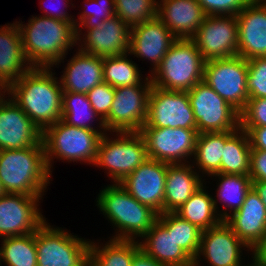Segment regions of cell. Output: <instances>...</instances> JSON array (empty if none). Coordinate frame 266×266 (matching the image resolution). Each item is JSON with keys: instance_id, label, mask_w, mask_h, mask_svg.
Instances as JSON below:
<instances>
[{"instance_id": "obj_14", "label": "cell", "mask_w": 266, "mask_h": 266, "mask_svg": "<svg viewBox=\"0 0 266 266\" xmlns=\"http://www.w3.org/2000/svg\"><path fill=\"white\" fill-rule=\"evenodd\" d=\"M139 133L145 141L150 159L168 164H184L194 155L197 129L141 128Z\"/></svg>"}, {"instance_id": "obj_6", "label": "cell", "mask_w": 266, "mask_h": 266, "mask_svg": "<svg viewBox=\"0 0 266 266\" xmlns=\"http://www.w3.org/2000/svg\"><path fill=\"white\" fill-rule=\"evenodd\" d=\"M102 131H94L70 126L62 119L47 127L42 132V141L46 156V164L50 171L52 159L87 162L94 165Z\"/></svg>"}, {"instance_id": "obj_41", "label": "cell", "mask_w": 266, "mask_h": 266, "mask_svg": "<svg viewBox=\"0 0 266 266\" xmlns=\"http://www.w3.org/2000/svg\"><path fill=\"white\" fill-rule=\"evenodd\" d=\"M266 126V98L248 99L240 112V127Z\"/></svg>"}, {"instance_id": "obj_32", "label": "cell", "mask_w": 266, "mask_h": 266, "mask_svg": "<svg viewBox=\"0 0 266 266\" xmlns=\"http://www.w3.org/2000/svg\"><path fill=\"white\" fill-rule=\"evenodd\" d=\"M224 147L225 132H204L197 135L193 161L199 171L202 170V175L209 177L221 173Z\"/></svg>"}, {"instance_id": "obj_29", "label": "cell", "mask_w": 266, "mask_h": 266, "mask_svg": "<svg viewBox=\"0 0 266 266\" xmlns=\"http://www.w3.org/2000/svg\"><path fill=\"white\" fill-rule=\"evenodd\" d=\"M251 145L248 134L242 128L225 131V147L221 159L222 174H250Z\"/></svg>"}, {"instance_id": "obj_36", "label": "cell", "mask_w": 266, "mask_h": 266, "mask_svg": "<svg viewBox=\"0 0 266 266\" xmlns=\"http://www.w3.org/2000/svg\"><path fill=\"white\" fill-rule=\"evenodd\" d=\"M157 218L168 228V231H173V238L177 245L194 260L199 251L202 231L175 212L162 213Z\"/></svg>"}, {"instance_id": "obj_12", "label": "cell", "mask_w": 266, "mask_h": 266, "mask_svg": "<svg viewBox=\"0 0 266 266\" xmlns=\"http://www.w3.org/2000/svg\"><path fill=\"white\" fill-rule=\"evenodd\" d=\"M168 127L197 129L188 93L152 86L147 121L142 128Z\"/></svg>"}, {"instance_id": "obj_17", "label": "cell", "mask_w": 266, "mask_h": 266, "mask_svg": "<svg viewBox=\"0 0 266 266\" xmlns=\"http://www.w3.org/2000/svg\"><path fill=\"white\" fill-rule=\"evenodd\" d=\"M42 141L41 130L8 96L0 100V150L24 149Z\"/></svg>"}, {"instance_id": "obj_49", "label": "cell", "mask_w": 266, "mask_h": 266, "mask_svg": "<svg viewBox=\"0 0 266 266\" xmlns=\"http://www.w3.org/2000/svg\"><path fill=\"white\" fill-rule=\"evenodd\" d=\"M252 258H253L254 263H252L250 265H246V266H266V261H260V260L255 259L254 257H252ZM241 266H243V265H241Z\"/></svg>"}, {"instance_id": "obj_26", "label": "cell", "mask_w": 266, "mask_h": 266, "mask_svg": "<svg viewBox=\"0 0 266 266\" xmlns=\"http://www.w3.org/2000/svg\"><path fill=\"white\" fill-rule=\"evenodd\" d=\"M140 248L157 262L167 266H193L194 260L179 247L173 231L157 218L152 228L142 237Z\"/></svg>"}, {"instance_id": "obj_44", "label": "cell", "mask_w": 266, "mask_h": 266, "mask_svg": "<svg viewBox=\"0 0 266 266\" xmlns=\"http://www.w3.org/2000/svg\"><path fill=\"white\" fill-rule=\"evenodd\" d=\"M240 128L247 132L252 149L266 151V126Z\"/></svg>"}, {"instance_id": "obj_4", "label": "cell", "mask_w": 266, "mask_h": 266, "mask_svg": "<svg viewBox=\"0 0 266 266\" xmlns=\"http://www.w3.org/2000/svg\"><path fill=\"white\" fill-rule=\"evenodd\" d=\"M97 206L116 227V240H135L143 237L157 220L158 214L132 197L119 183L103 188ZM120 232V233H119Z\"/></svg>"}, {"instance_id": "obj_15", "label": "cell", "mask_w": 266, "mask_h": 266, "mask_svg": "<svg viewBox=\"0 0 266 266\" xmlns=\"http://www.w3.org/2000/svg\"><path fill=\"white\" fill-rule=\"evenodd\" d=\"M42 196L5 193L0 197V237L35 233L46 221L39 210Z\"/></svg>"}, {"instance_id": "obj_43", "label": "cell", "mask_w": 266, "mask_h": 266, "mask_svg": "<svg viewBox=\"0 0 266 266\" xmlns=\"http://www.w3.org/2000/svg\"><path fill=\"white\" fill-rule=\"evenodd\" d=\"M251 181H266V151L251 149L250 174Z\"/></svg>"}, {"instance_id": "obj_5", "label": "cell", "mask_w": 266, "mask_h": 266, "mask_svg": "<svg viewBox=\"0 0 266 266\" xmlns=\"http://www.w3.org/2000/svg\"><path fill=\"white\" fill-rule=\"evenodd\" d=\"M205 60L191 39H177L151 72L152 86L188 92L203 81Z\"/></svg>"}, {"instance_id": "obj_21", "label": "cell", "mask_w": 266, "mask_h": 266, "mask_svg": "<svg viewBox=\"0 0 266 266\" xmlns=\"http://www.w3.org/2000/svg\"><path fill=\"white\" fill-rule=\"evenodd\" d=\"M238 54L245 60L266 57V2L247 4L236 15Z\"/></svg>"}, {"instance_id": "obj_31", "label": "cell", "mask_w": 266, "mask_h": 266, "mask_svg": "<svg viewBox=\"0 0 266 266\" xmlns=\"http://www.w3.org/2000/svg\"><path fill=\"white\" fill-rule=\"evenodd\" d=\"M218 177L219 182L217 188L218 200L223 204L222 212L218 211L220 218L225 221L230 215L238 211L247 193L252 188V181L249 175H237V174H222L216 173L211 177ZM227 208V209H226ZM230 210L229 213L227 210Z\"/></svg>"}, {"instance_id": "obj_50", "label": "cell", "mask_w": 266, "mask_h": 266, "mask_svg": "<svg viewBox=\"0 0 266 266\" xmlns=\"http://www.w3.org/2000/svg\"><path fill=\"white\" fill-rule=\"evenodd\" d=\"M3 90V91H2ZM7 87H5L1 82H0V100L3 98V97H7L5 95H7ZM6 93V94H5ZM2 95V96H1Z\"/></svg>"}, {"instance_id": "obj_47", "label": "cell", "mask_w": 266, "mask_h": 266, "mask_svg": "<svg viewBox=\"0 0 266 266\" xmlns=\"http://www.w3.org/2000/svg\"><path fill=\"white\" fill-rule=\"evenodd\" d=\"M255 259L260 261H266V230L263 232L261 239L251 250Z\"/></svg>"}, {"instance_id": "obj_34", "label": "cell", "mask_w": 266, "mask_h": 266, "mask_svg": "<svg viewBox=\"0 0 266 266\" xmlns=\"http://www.w3.org/2000/svg\"><path fill=\"white\" fill-rule=\"evenodd\" d=\"M103 57V81L113 88L131 85H152L150 77L141 80L140 70L134 61L128 60L127 55ZM143 83V84H142Z\"/></svg>"}, {"instance_id": "obj_46", "label": "cell", "mask_w": 266, "mask_h": 266, "mask_svg": "<svg viewBox=\"0 0 266 266\" xmlns=\"http://www.w3.org/2000/svg\"><path fill=\"white\" fill-rule=\"evenodd\" d=\"M63 1H65L66 3H62L63 5H65L64 7H65V9H67V4H70V3H68L69 2V0H63ZM68 1V2H67ZM55 3V2H54ZM44 4V3H43ZM51 4V3H50ZM47 6H49V5H47ZM46 6V7H47ZM50 7V6H49ZM55 6H53L51 9H53ZM58 8V7H57ZM57 8H55V9H53V11L51 10V9H49V12H48V10H47V8H45L44 10H43V12L45 13V15H43V16H45V17H50V18H53V19H57V20H62V21H67V22H73L74 24H75V20H73L74 18H72V16H69V14H68V12H66V11H64V9H62L61 11H59ZM46 11V12H45ZM56 12V13H55ZM72 18V19H71Z\"/></svg>"}, {"instance_id": "obj_1", "label": "cell", "mask_w": 266, "mask_h": 266, "mask_svg": "<svg viewBox=\"0 0 266 266\" xmlns=\"http://www.w3.org/2000/svg\"><path fill=\"white\" fill-rule=\"evenodd\" d=\"M55 74L51 68L32 67L7 88V95L41 132L62 118L63 89Z\"/></svg>"}, {"instance_id": "obj_13", "label": "cell", "mask_w": 266, "mask_h": 266, "mask_svg": "<svg viewBox=\"0 0 266 266\" xmlns=\"http://www.w3.org/2000/svg\"><path fill=\"white\" fill-rule=\"evenodd\" d=\"M205 61L238 54V22L236 16H206L190 38Z\"/></svg>"}, {"instance_id": "obj_48", "label": "cell", "mask_w": 266, "mask_h": 266, "mask_svg": "<svg viewBox=\"0 0 266 266\" xmlns=\"http://www.w3.org/2000/svg\"><path fill=\"white\" fill-rule=\"evenodd\" d=\"M252 188L258 194L262 202L266 207V181H254L252 182Z\"/></svg>"}, {"instance_id": "obj_28", "label": "cell", "mask_w": 266, "mask_h": 266, "mask_svg": "<svg viewBox=\"0 0 266 266\" xmlns=\"http://www.w3.org/2000/svg\"><path fill=\"white\" fill-rule=\"evenodd\" d=\"M202 185L175 213L201 231L220 224L223 220L218 215V200L209 195Z\"/></svg>"}, {"instance_id": "obj_23", "label": "cell", "mask_w": 266, "mask_h": 266, "mask_svg": "<svg viewBox=\"0 0 266 266\" xmlns=\"http://www.w3.org/2000/svg\"><path fill=\"white\" fill-rule=\"evenodd\" d=\"M157 17L177 37L190 39L206 17L198 0H161Z\"/></svg>"}, {"instance_id": "obj_37", "label": "cell", "mask_w": 266, "mask_h": 266, "mask_svg": "<svg viewBox=\"0 0 266 266\" xmlns=\"http://www.w3.org/2000/svg\"><path fill=\"white\" fill-rule=\"evenodd\" d=\"M115 14L130 28L157 17L156 0H114Z\"/></svg>"}, {"instance_id": "obj_3", "label": "cell", "mask_w": 266, "mask_h": 266, "mask_svg": "<svg viewBox=\"0 0 266 266\" xmlns=\"http://www.w3.org/2000/svg\"><path fill=\"white\" fill-rule=\"evenodd\" d=\"M51 174L43 141L24 149L0 150V182L5 193L43 196Z\"/></svg>"}, {"instance_id": "obj_40", "label": "cell", "mask_w": 266, "mask_h": 266, "mask_svg": "<svg viewBox=\"0 0 266 266\" xmlns=\"http://www.w3.org/2000/svg\"><path fill=\"white\" fill-rule=\"evenodd\" d=\"M114 95L115 88L104 81L87 93L90 104L103 121L109 115Z\"/></svg>"}, {"instance_id": "obj_19", "label": "cell", "mask_w": 266, "mask_h": 266, "mask_svg": "<svg viewBox=\"0 0 266 266\" xmlns=\"http://www.w3.org/2000/svg\"><path fill=\"white\" fill-rule=\"evenodd\" d=\"M130 30L116 14L104 20L99 27L87 30L82 39H78L82 52L99 57L123 55L130 52ZM84 46V47H83Z\"/></svg>"}, {"instance_id": "obj_8", "label": "cell", "mask_w": 266, "mask_h": 266, "mask_svg": "<svg viewBox=\"0 0 266 266\" xmlns=\"http://www.w3.org/2000/svg\"><path fill=\"white\" fill-rule=\"evenodd\" d=\"M115 133V139L106 136L107 133L102 136L94 165L107 169V176L114 183H120L149 157L145 141L139 132Z\"/></svg>"}, {"instance_id": "obj_7", "label": "cell", "mask_w": 266, "mask_h": 266, "mask_svg": "<svg viewBox=\"0 0 266 266\" xmlns=\"http://www.w3.org/2000/svg\"><path fill=\"white\" fill-rule=\"evenodd\" d=\"M37 266H89L90 241L45 221L35 232Z\"/></svg>"}, {"instance_id": "obj_33", "label": "cell", "mask_w": 266, "mask_h": 266, "mask_svg": "<svg viewBox=\"0 0 266 266\" xmlns=\"http://www.w3.org/2000/svg\"><path fill=\"white\" fill-rule=\"evenodd\" d=\"M99 118V128L107 132L104 121L95 112L94 108L89 102L87 94L63 92L62 94V120L70 126L79 127L83 129H89L94 131H101L95 129L92 125V121H95V117ZM87 121H86V120ZM91 120V121H90ZM89 122V123H87Z\"/></svg>"}, {"instance_id": "obj_51", "label": "cell", "mask_w": 266, "mask_h": 266, "mask_svg": "<svg viewBox=\"0 0 266 266\" xmlns=\"http://www.w3.org/2000/svg\"><path fill=\"white\" fill-rule=\"evenodd\" d=\"M247 4H250V3H261L263 2L262 0H244Z\"/></svg>"}, {"instance_id": "obj_10", "label": "cell", "mask_w": 266, "mask_h": 266, "mask_svg": "<svg viewBox=\"0 0 266 266\" xmlns=\"http://www.w3.org/2000/svg\"><path fill=\"white\" fill-rule=\"evenodd\" d=\"M197 132H225L240 127V113L201 81L188 92Z\"/></svg>"}, {"instance_id": "obj_27", "label": "cell", "mask_w": 266, "mask_h": 266, "mask_svg": "<svg viewBox=\"0 0 266 266\" xmlns=\"http://www.w3.org/2000/svg\"><path fill=\"white\" fill-rule=\"evenodd\" d=\"M192 164H168L165 182L164 213L177 211L202 185V176Z\"/></svg>"}, {"instance_id": "obj_20", "label": "cell", "mask_w": 266, "mask_h": 266, "mask_svg": "<svg viewBox=\"0 0 266 266\" xmlns=\"http://www.w3.org/2000/svg\"><path fill=\"white\" fill-rule=\"evenodd\" d=\"M176 40L177 37L158 17H155L131 27L129 54L151 61L152 72Z\"/></svg>"}, {"instance_id": "obj_52", "label": "cell", "mask_w": 266, "mask_h": 266, "mask_svg": "<svg viewBox=\"0 0 266 266\" xmlns=\"http://www.w3.org/2000/svg\"><path fill=\"white\" fill-rule=\"evenodd\" d=\"M4 194H5V192H4V189H3L1 182H0V197L3 196Z\"/></svg>"}, {"instance_id": "obj_22", "label": "cell", "mask_w": 266, "mask_h": 266, "mask_svg": "<svg viewBox=\"0 0 266 266\" xmlns=\"http://www.w3.org/2000/svg\"><path fill=\"white\" fill-rule=\"evenodd\" d=\"M225 222L249 250L255 247L266 230V207L253 188L247 193L240 209Z\"/></svg>"}, {"instance_id": "obj_30", "label": "cell", "mask_w": 266, "mask_h": 266, "mask_svg": "<svg viewBox=\"0 0 266 266\" xmlns=\"http://www.w3.org/2000/svg\"><path fill=\"white\" fill-rule=\"evenodd\" d=\"M136 240L110 239L100 246L90 241L89 266H131L134 255L141 249Z\"/></svg>"}, {"instance_id": "obj_38", "label": "cell", "mask_w": 266, "mask_h": 266, "mask_svg": "<svg viewBox=\"0 0 266 266\" xmlns=\"http://www.w3.org/2000/svg\"><path fill=\"white\" fill-rule=\"evenodd\" d=\"M86 2V4L92 5L93 8L92 10L86 8V10L79 16V21H75V26L77 28V39H81L80 35H83L82 31L80 30L81 26L82 28L84 27V29L87 28L86 30H90L99 27L104 20L115 15L114 0H87ZM87 9L90 11H87Z\"/></svg>"}, {"instance_id": "obj_35", "label": "cell", "mask_w": 266, "mask_h": 266, "mask_svg": "<svg viewBox=\"0 0 266 266\" xmlns=\"http://www.w3.org/2000/svg\"><path fill=\"white\" fill-rule=\"evenodd\" d=\"M0 264L6 266H37L35 233L1 238Z\"/></svg>"}, {"instance_id": "obj_42", "label": "cell", "mask_w": 266, "mask_h": 266, "mask_svg": "<svg viewBox=\"0 0 266 266\" xmlns=\"http://www.w3.org/2000/svg\"><path fill=\"white\" fill-rule=\"evenodd\" d=\"M206 16H236L247 5L244 0H198Z\"/></svg>"}, {"instance_id": "obj_9", "label": "cell", "mask_w": 266, "mask_h": 266, "mask_svg": "<svg viewBox=\"0 0 266 266\" xmlns=\"http://www.w3.org/2000/svg\"><path fill=\"white\" fill-rule=\"evenodd\" d=\"M247 60L235 55L205 62L203 81L239 113L249 99Z\"/></svg>"}, {"instance_id": "obj_24", "label": "cell", "mask_w": 266, "mask_h": 266, "mask_svg": "<svg viewBox=\"0 0 266 266\" xmlns=\"http://www.w3.org/2000/svg\"><path fill=\"white\" fill-rule=\"evenodd\" d=\"M32 66L27 62L17 21L0 28V82L9 87Z\"/></svg>"}, {"instance_id": "obj_2", "label": "cell", "mask_w": 266, "mask_h": 266, "mask_svg": "<svg viewBox=\"0 0 266 266\" xmlns=\"http://www.w3.org/2000/svg\"><path fill=\"white\" fill-rule=\"evenodd\" d=\"M22 23L17 21L23 51L32 67L51 68L58 65L68 49L78 43L77 28L73 22L40 15L32 16L27 25Z\"/></svg>"}, {"instance_id": "obj_16", "label": "cell", "mask_w": 266, "mask_h": 266, "mask_svg": "<svg viewBox=\"0 0 266 266\" xmlns=\"http://www.w3.org/2000/svg\"><path fill=\"white\" fill-rule=\"evenodd\" d=\"M167 166L168 163L148 158L119 184L138 202L162 214Z\"/></svg>"}, {"instance_id": "obj_25", "label": "cell", "mask_w": 266, "mask_h": 266, "mask_svg": "<svg viewBox=\"0 0 266 266\" xmlns=\"http://www.w3.org/2000/svg\"><path fill=\"white\" fill-rule=\"evenodd\" d=\"M77 50L59 81L63 92L87 94L103 82V57Z\"/></svg>"}, {"instance_id": "obj_18", "label": "cell", "mask_w": 266, "mask_h": 266, "mask_svg": "<svg viewBox=\"0 0 266 266\" xmlns=\"http://www.w3.org/2000/svg\"><path fill=\"white\" fill-rule=\"evenodd\" d=\"M242 247L248 248L231 227L222 221L215 227L202 231L199 251L193 266L200 265V256H203L211 266H241Z\"/></svg>"}, {"instance_id": "obj_45", "label": "cell", "mask_w": 266, "mask_h": 266, "mask_svg": "<svg viewBox=\"0 0 266 266\" xmlns=\"http://www.w3.org/2000/svg\"><path fill=\"white\" fill-rule=\"evenodd\" d=\"M131 266H167L157 262L154 258L147 255L140 249L133 257Z\"/></svg>"}, {"instance_id": "obj_11", "label": "cell", "mask_w": 266, "mask_h": 266, "mask_svg": "<svg viewBox=\"0 0 266 266\" xmlns=\"http://www.w3.org/2000/svg\"><path fill=\"white\" fill-rule=\"evenodd\" d=\"M152 85H131L115 88L108 117L107 131L139 132L147 121L148 99Z\"/></svg>"}, {"instance_id": "obj_39", "label": "cell", "mask_w": 266, "mask_h": 266, "mask_svg": "<svg viewBox=\"0 0 266 266\" xmlns=\"http://www.w3.org/2000/svg\"><path fill=\"white\" fill-rule=\"evenodd\" d=\"M249 99L266 98V57L247 60Z\"/></svg>"}]
</instances>
